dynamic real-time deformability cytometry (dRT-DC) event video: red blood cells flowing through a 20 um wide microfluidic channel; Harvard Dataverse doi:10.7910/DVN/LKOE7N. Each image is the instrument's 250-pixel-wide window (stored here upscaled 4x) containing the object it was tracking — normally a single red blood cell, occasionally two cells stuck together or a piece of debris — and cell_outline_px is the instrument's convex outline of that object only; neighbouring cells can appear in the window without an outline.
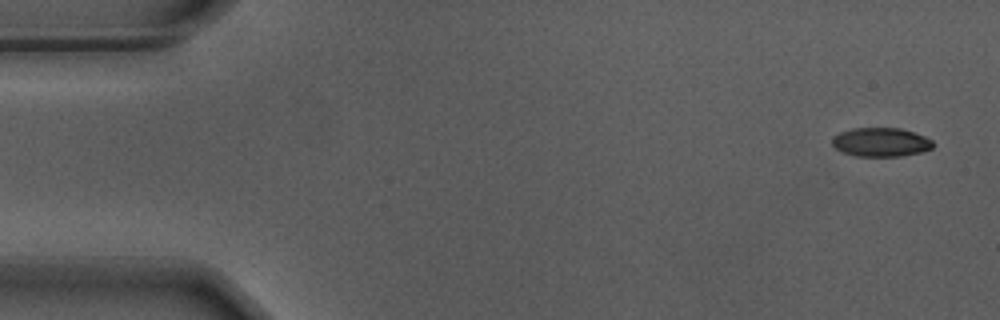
{"species": "Egyptian fruit bat (a non-hibernating species)", "species_latin": "Rousettus aegyptiacus", "temperature_condition": "warm", "stored_images_in_passage": 54, "camera_frame_rate_fps": 3000, "um_per_image_px": 0.085, "animal": {"sex": "male"}, "frame": {"image": 1, "passage_image": 1, "time_ms": 0.0, "image_size_px": [1000, 320], "cell_outline_px": [[936, 144], [932, 148], [920, 152], [900, 156], [856, 156], [844, 152], [836, 148], [832, 144], [832, 136], [840, 132], [852, 128], [900, 128], [916, 132], [932, 140]], "centroid_in_image_um": [74.89, 12.07], "position_along_channel_um": 10.1, "area_um2": 17.05}}
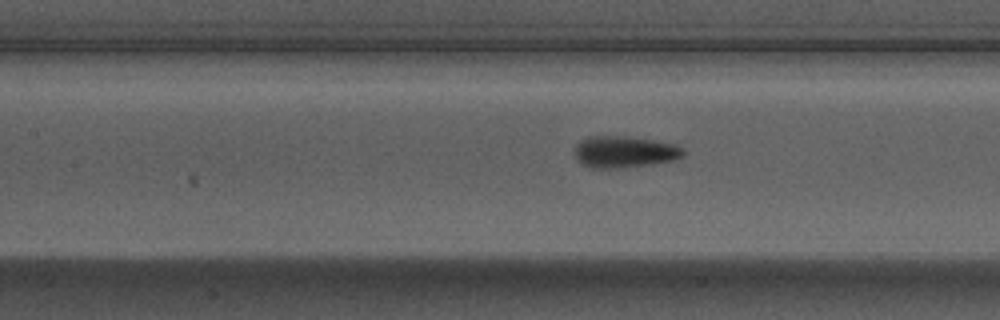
{"frame": {"image": 2, "passage_image": 23, "time_ms": 7.333, "image_size_px": [1000, 320], "cell_outline_px": [[684, 156], [672, 160], [624, 168], [588, 168], [576, 160], [576, 144], [580, 140], [588, 136], [624, 136], [652, 140], [676, 144], [684, 152]], "centroid_in_image_um": [53.03, 12.91], "position_along_channel_um": 154.4, "area_um2": 19.94}}
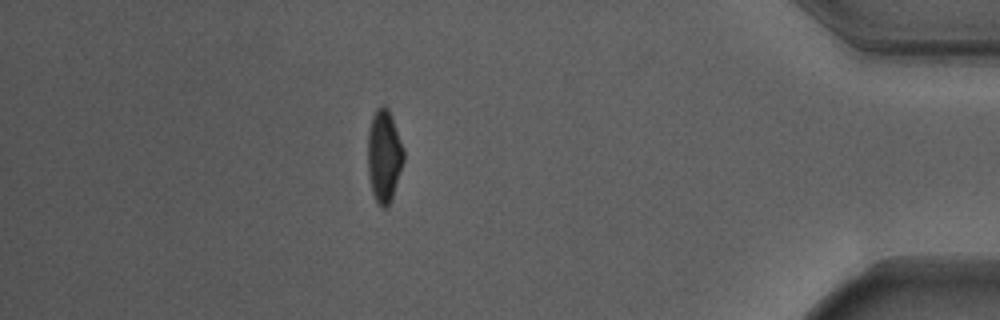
{"frame": {"image": 3, "passage_image": 47, "time_ms": 15.333, "image_size_px": [1000, 320], "cell_outline_px": [[404, 160], [392, 196], [388, 204], [384, 208], [376, 200], [372, 192], [368, 176], [368, 132], [372, 116], [376, 108], [380, 104], [384, 104], [388, 108], [392, 116], [404, 152]], "centroid_in_image_um": [32.63, 13.19], "position_along_channel_um": 402.6, "area_um2": 19.13}, "authors_computed_cell_mechanics": {"area_um2": 18.8717, "velocity_mm_per_s": 3.7092, "shape_relaxation_time_tau1_ms": 2.4381, "shape_relaxation_time_tau2_ms": 1.1194, "deformation_change_tau1": 0.1615, "deformation_change_tau2": 0.0644}}